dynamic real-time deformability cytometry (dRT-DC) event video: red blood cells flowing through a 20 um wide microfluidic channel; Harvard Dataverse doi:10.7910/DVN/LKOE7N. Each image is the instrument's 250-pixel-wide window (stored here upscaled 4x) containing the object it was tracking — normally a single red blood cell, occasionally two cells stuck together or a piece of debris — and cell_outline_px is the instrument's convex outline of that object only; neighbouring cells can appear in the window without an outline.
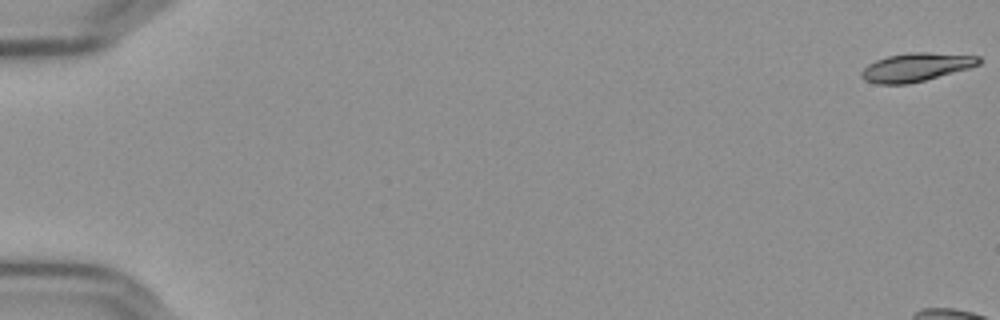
{"species": "Egyptian fruit bat (a non-hibernating species)", "species_latin": "Rousettus aegyptiacus", "temperature_condition": "cold", "stored_images_in_passage": 8, "camera_frame_rate_fps": 3000, "um_per_image_px": 0.085, "frame": {"image": 1, "passage_image": 1, "time_ms": 0.0, "image_size_px": [1000, 320], "cell_outline_px": [[980, 64], [968, 68], [924, 80], [908, 84], [876, 84], [864, 80], [860, 76], [860, 72], [868, 64], [876, 60], [888, 56], [912, 52], [928, 52], [980, 56]], "centroid_in_image_um": [77.82, 5.71], "position_along_channel_um": 7.2, "area_um2": 19.31}}